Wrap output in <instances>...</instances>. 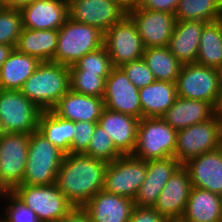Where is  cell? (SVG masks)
Here are the masks:
<instances>
[{"label":"cell","mask_w":222,"mask_h":222,"mask_svg":"<svg viewBox=\"0 0 222 222\" xmlns=\"http://www.w3.org/2000/svg\"><path fill=\"white\" fill-rule=\"evenodd\" d=\"M107 164L83 153L65 154L56 185L74 207L82 208L103 190Z\"/></svg>","instance_id":"obj_1"},{"label":"cell","mask_w":222,"mask_h":222,"mask_svg":"<svg viewBox=\"0 0 222 222\" xmlns=\"http://www.w3.org/2000/svg\"><path fill=\"white\" fill-rule=\"evenodd\" d=\"M69 90V67L51 61L41 62L20 91L42 111H47Z\"/></svg>","instance_id":"obj_2"},{"label":"cell","mask_w":222,"mask_h":222,"mask_svg":"<svg viewBox=\"0 0 222 222\" xmlns=\"http://www.w3.org/2000/svg\"><path fill=\"white\" fill-rule=\"evenodd\" d=\"M104 33L98 28L70 18L58 30L57 48L53 62L74 65L87 53L103 46Z\"/></svg>","instance_id":"obj_3"},{"label":"cell","mask_w":222,"mask_h":222,"mask_svg":"<svg viewBox=\"0 0 222 222\" xmlns=\"http://www.w3.org/2000/svg\"><path fill=\"white\" fill-rule=\"evenodd\" d=\"M64 157L65 153L49 142L38 130L32 132L22 184L51 185L56 183L57 173Z\"/></svg>","instance_id":"obj_4"},{"label":"cell","mask_w":222,"mask_h":222,"mask_svg":"<svg viewBox=\"0 0 222 222\" xmlns=\"http://www.w3.org/2000/svg\"><path fill=\"white\" fill-rule=\"evenodd\" d=\"M177 130L161 117L141 118L137 128V143L133 156L150 161L174 157Z\"/></svg>","instance_id":"obj_5"},{"label":"cell","mask_w":222,"mask_h":222,"mask_svg":"<svg viewBox=\"0 0 222 222\" xmlns=\"http://www.w3.org/2000/svg\"><path fill=\"white\" fill-rule=\"evenodd\" d=\"M11 192L35 211L40 222H58L75 208L58 189L56 183L51 185L22 184Z\"/></svg>","instance_id":"obj_6"},{"label":"cell","mask_w":222,"mask_h":222,"mask_svg":"<svg viewBox=\"0 0 222 222\" xmlns=\"http://www.w3.org/2000/svg\"><path fill=\"white\" fill-rule=\"evenodd\" d=\"M42 112L20 90L0 89V133L31 134Z\"/></svg>","instance_id":"obj_7"},{"label":"cell","mask_w":222,"mask_h":222,"mask_svg":"<svg viewBox=\"0 0 222 222\" xmlns=\"http://www.w3.org/2000/svg\"><path fill=\"white\" fill-rule=\"evenodd\" d=\"M222 147V120L213 116L209 120L177 131L174 157L183 165L205 152Z\"/></svg>","instance_id":"obj_8"},{"label":"cell","mask_w":222,"mask_h":222,"mask_svg":"<svg viewBox=\"0 0 222 222\" xmlns=\"http://www.w3.org/2000/svg\"><path fill=\"white\" fill-rule=\"evenodd\" d=\"M147 173V162L133 155H122L107 164L104 190L134 200Z\"/></svg>","instance_id":"obj_9"},{"label":"cell","mask_w":222,"mask_h":222,"mask_svg":"<svg viewBox=\"0 0 222 222\" xmlns=\"http://www.w3.org/2000/svg\"><path fill=\"white\" fill-rule=\"evenodd\" d=\"M30 134L0 133V182L12 191L22 185Z\"/></svg>","instance_id":"obj_10"},{"label":"cell","mask_w":222,"mask_h":222,"mask_svg":"<svg viewBox=\"0 0 222 222\" xmlns=\"http://www.w3.org/2000/svg\"><path fill=\"white\" fill-rule=\"evenodd\" d=\"M103 46L113 67L143 58L145 49L136 24L128 15L104 33Z\"/></svg>","instance_id":"obj_11"},{"label":"cell","mask_w":222,"mask_h":222,"mask_svg":"<svg viewBox=\"0 0 222 222\" xmlns=\"http://www.w3.org/2000/svg\"><path fill=\"white\" fill-rule=\"evenodd\" d=\"M219 87L217 70L197 63L182 65L176 81L178 97L205 101L212 106Z\"/></svg>","instance_id":"obj_12"},{"label":"cell","mask_w":222,"mask_h":222,"mask_svg":"<svg viewBox=\"0 0 222 222\" xmlns=\"http://www.w3.org/2000/svg\"><path fill=\"white\" fill-rule=\"evenodd\" d=\"M69 18L98 28L105 33L127 12L112 0H67Z\"/></svg>","instance_id":"obj_13"},{"label":"cell","mask_w":222,"mask_h":222,"mask_svg":"<svg viewBox=\"0 0 222 222\" xmlns=\"http://www.w3.org/2000/svg\"><path fill=\"white\" fill-rule=\"evenodd\" d=\"M103 100L105 108L142 118L139 89L120 67H113L106 78Z\"/></svg>","instance_id":"obj_14"},{"label":"cell","mask_w":222,"mask_h":222,"mask_svg":"<svg viewBox=\"0 0 222 222\" xmlns=\"http://www.w3.org/2000/svg\"><path fill=\"white\" fill-rule=\"evenodd\" d=\"M127 15L136 24L144 48L168 46L176 23L174 14L137 6Z\"/></svg>","instance_id":"obj_15"},{"label":"cell","mask_w":222,"mask_h":222,"mask_svg":"<svg viewBox=\"0 0 222 222\" xmlns=\"http://www.w3.org/2000/svg\"><path fill=\"white\" fill-rule=\"evenodd\" d=\"M191 187L188 171L181 165L170 176L153 208L169 221H180L186 208Z\"/></svg>","instance_id":"obj_16"},{"label":"cell","mask_w":222,"mask_h":222,"mask_svg":"<svg viewBox=\"0 0 222 222\" xmlns=\"http://www.w3.org/2000/svg\"><path fill=\"white\" fill-rule=\"evenodd\" d=\"M20 11L27 29L59 30L69 18L67 0H36Z\"/></svg>","instance_id":"obj_17"},{"label":"cell","mask_w":222,"mask_h":222,"mask_svg":"<svg viewBox=\"0 0 222 222\" xmlns=\"http://www.w3.org/2000/svg\"><path fill=\"white\" fill-rule=\"evenodd\" d=\"M191 186L222 196V147L205 152L183 164Z\"/></svg>","instance_id":"obj_18"},{"label":"cell","mask_w":222,"mask_h":222,"mask_svg":"<svg viewBox=\"0 0 222 222\" xmlns=\"http://www.w3.org/2000/svg\"><path fill=\"white\" fill-rule=\"evenodd\" d=\"M182 164L175 157L147 161L145 180L134 198V206L153 207L170 176Z\"/></svg>","instance_id":"obj_19"},{"label":"cell","mask_w":222,"mask_h":222,"mask_svg":"<svg viewBox=\"0 0 222 222\" xmlns=\"http://www.w3.org/2000/svg\"><path fill=\"white\" fill-rule=\"evenodd\" d=\"M138 118L104 108L98 125L112 138L122 155H132L137 143Z\"/></svg>","instance_id":"obj_20"},{"label":"cell","mask_w":222,"mask_h":222,"mask_svg":"<svg viewBox=\"0 0 222 222\" xmlns=\"http://www.w3.org/2000/svg\"><path fill=\"white\" fill-rule=\"evenodd\" d=\"M134 201L127 197L97 192L82 208L91 222H129Z\"/></svg>","instance_id":"obj_21"},{"label":"cell","mask_w":222,"mask_h":222,"mask_svg":"<svg viewBox=\"0 0 222 222\" xmlns=\"http://www.w3.org/2000/svg\"><path fill=\"white\" fill-rule=\"evenodd\" d=\"M104 108L103 97L79 94L70 89L51 111L58 117L73 122H98Z\"/></svg>","instance_id":"obj_22"},{"label":"cell","mask_w":222,"mask_h":222,"mask_svg":"<svg viewBox=\"0 0 222 222\" xmlns=\"http://www.w3.org/2000/svg\"><path fill=\"white\" fill-rule=\"evenodd\" d=\"M205 24L206 22L198 20L176 21L168 48L183 65L196 63Z\"/></svg>","instance_id":"obj_23"},{"label":"cell","mask_w":222,"mask_h":222,"mask_svg":"<svg viewBox=\"0 0 222 222\" xmlns=\"http://www.w3.org/2000/svg\"><path fill=\"white\" fill-rule=\"evenodd\" d=\"M213 116V106L210 103L177 97L173 105L161 118L173 129L178 131L209 120Z\"/></svg>","instance_id":"obj_24"},{"label":"cell","mask_w":222,"mask_h":222,"mask_svg":"<svg viewBox=\"0 0 222 222\" xmlns=\"http://www.w3.org/2000/svg\"><path fill=\"white\" fill-rule=\"evenodd\" d=\"M222 196L191 187L180 222H221Z\"/></svg>","instance_id":"obj_25"},{"label":"cell","mask_w":222,"mask_h":222,"mask_svg":"<svg viewBox=\"0 0 222 222\" xmlns=\"http://www.w3.org/2000/svg\"><path fill=\"white\" fill-rule=\"evenodd\" d=\"M142 118L161 117L176 101V83L155 81L139 89Z\"/></svg>","instance_id":"obj_26"},{"label":"cell","mask_w":222,"mask_h":222,"mask_svg":"<svg viewBox=\"0 0 222 222\" xmlns=\"http://www.w3.org/2000/svg\"><path fill=\"white\" fill-rule=\"evenodd\" d=\"M40 63L36 57L13 49L0 68V89L21 90Z\"/></svg>","instance_id":"obj_27"},{"label":"cell","mask_w":222,"mask_h":222,"mask_svg":"<svg viewBox=\"0 0 222 222\" xmlns=\"http://www.w3.org/2000/svg\"><path fill=\"white\" fill-rule=\"evenodd\" d=\"M58 30L23 28L15 49L36 57L40 62H53L56 53Z\"/></svg>","instance_id":"obj_28"},{"label":"cell","mask_w":222,"mask_h":222,"mask_svg":"<svg viewBox=\"0 0 222 222\" xmlns=\"http://www.w3.org/2000/svg\"><path fill=\"white\" fill-rule=\"evenodd\" d=\"M38 131L65 154L70 153L75 133V122L60 118L51 110H47L40 115Z\"/></svg>","instance_id":"obj_29"},{"label":"cell","mask_w":222,"mask_h":222,"mask_svg":"<svg viewBox=\"0 0 222 222\" xmlns=\"http://www.w3.org/2000/svg\"><path fill=\"white\" fill-rule=\"evenodd\" d=\"M196 63L215 69L222 63V18L205 24Z\"/></svg>","instance_id":"obj_30"},{"label":"cell","mask_w":222,"mask_h":222,"mask_svg":"<svg viewBox=\"0 0 222 222\" xmlns=\"http://www.w3.org/2000/svg\"><path fill=\"white\" fill-rule=\"evenodd\" d=\"M143 59L156 81L176 83L183 64L171 53L168 46L145 48Z\"/></svg>","instance_id":"obj_31"},{"label":"cell","mask_w":222,"mask_h":222,"mask_svg":"<svg viewBox=\"0 0 222 222\" xmlns=\"http://www.w3.org/2000/svg\"><path fill=\"white\" fill-rule=\"evenodd\" d=\"M176 21L213 22L222 18V0H180Z\"/></svg>","instance_id":"obj_32"},{"label":"cell","mask_w":222,"mask_h":222,"mask_svg":"<svg viewBox=\"0 0 222 222\" xmlns=\"http://www.w3.org/2000/svg\"><path fill=\"white\" fill-rule=\"evenodd\" d=\"M83 154L107 163H111L122 156L116 149L112 138L98 124L91 137L88 149Z\"/></svg>","instance_id":"obj_33"},{"label":"cell","mask_w":222,"mask_h":222,"mask_svg":"<svg viewBox=\"0 0 222 222\" xmlns=\"http://www.w3.org/2000/svg\"><path fill=\"white\" fill-rule=\"evenodd\" d=\"M22 30L20 9L0 7V44L10 45L15 49Z\"/></svg>","instance_id":"obj_34"},{"label":"cell","mask_w":222,"mask_h":222,"mask_svg":"<svg viewBox=\"0 0 222 222\" xmlns=\"http://www.w3.org/2000/svg\"><path fill=\"white\" fill-rule=\"evenodd\" d=\"M69 71L70 89L73 92L96 97L104 96L107 77H101L98 74L86 73L84 70Z\"/></svg>","instance_id":"obj_35"},{"label":"cell","mask_w":222,"mask_h":222,"mask_svg":"<svg viewBox=\"0 0 222 222\" xmlns=\"http://www.w3.org/2000/svg\"><path fill=\"white\" fill-rule=\"evenodd\" d=\"M112 68L110 56L104 46L87 53L74 65L69 66V70H84L86 73L98 74L101 77H108Z\"/></svg>","instance_id":"obj_36"},{"label":"cell","mask_w":222,"mask_h":222,"mask_svg":"<svg viewBox=\"0 0 222 222\" xmlns=\"http://www.w3.org/2000/svg\"><path fill=\"white\" fill-rule=\"evenodd\" d=\"M5 200L6 207H3L4 211L0 213L5 222H40L35 211L21 202L11 191L7 193Z\"/></svg>","instance_id":"obj_37"},{"label":"cell","mask_w":222,"mask_h":222,"mask_svg":"<svg viewBox=\"0 0 222 222\" xmlns=\"http://www.w3.org/2000/svg\"><path fill=\"white\" fill-rule=\"evenodd\" d=\"M120 68L138 89L146 87L156 81L154 74L143 58L125 63L121 65Z\"/></svg>","instance_id":"obj_38"},{"label":"cell","mask_w":222,"mask_h":222,"mask_svg":"<svg viewBox=\"0 0 222 222\" xmlns=\"http://www.w3.org/2000/svg\"><path fill=\"white\" fill-rule=\"evenodd\" d=\"M98 122H75V133L70 146V154H82L89 146L91 137Z\"/></svg>","instance_id":"obj_39"},{"label":"cell","mask_w":222,"mask_h":222,"mask_svg":"<svg viewBox=\"0 0 222 222\" xmlns=\"http://www.w3.org/2000/svg\"><path fill=\"white\" fill-rule=\"evenodd\" d=\"M129 222H170L160 215L153 207L134 206Z\"/></svg>","instance_id":"obj_40"},{"label":"cell","mask_w":222,"mask_h":222,"mask_svg":"<svg viewBox=\"0 0 222 222\" xmlns=\"http://www.w3.org/2000/svg\"><path fill=\"white\" fill-rule=\"evenodd\" d=\"M180 0H139L138 7L175 14Z\"/></svg>","instance_id":"obj_41"},{"label":"cell","mask_w":222,"mask_h":222,"mask_svg":"<svg viewBox=\"0 0 222 222\" xmlns=\"http://www.w3.org/2000/svg\"><path fill=\"white\" fill-rule=\"evenodd\" d=\"M58 222H91L83 208H73L65 217Z\"/></svg>","instance_id":"obj_42"},{"label":"cell","mask_w":222,"mask_h":222,"mask_svg":"<svg viewBox=\"0 0 222 222\" xmlns=\"http://www.w3.org/2000/svg\"><path fill=\"white\" fill-rule=\"evenodd\" d=\"M127 13L138 6L139 0H112Z\"/></svg>","instance_id":"obj_43"},{"label":"cell","mask_w":222,"mask_h":222,"mask_svg":"<svg viewBox=\"0 0 222 222\" xmlns=\"http://www.w3.org/2000/svg\"><path fill=\"white\" fill-rule=\"evenodd\" d=\"M213 114L222 120V86L219 87L218 96L213 106Z\"/></svg>","instance_id":"obj_44"},{"label":"cell","mask_w":222,"mask_h":222,"mask_svg":"<svg viewBox=\"0 0 222 222\" xmlns=\"http://www.w3.org/2000/svg\"><path fill=\"white\" fill-rule=\"evenodd\" d=\"M13 47L10 45L0 44V68L2 64L7 60L9 54L13 51Z\"/></svg>","instance_id":"obj_45"},{"label":"cell","mask_w":222,"mask_h":222,"mask_svg":"<svg viewBox=\"0 0 222 222\" xmlns=\"http://www.w3.org/2000/svg\"><path fill=\"white\" fill-rule=\"evenodd\" d=\"M36 0H8V8L21 9Z\"/></svg>","instance_id":"obj_46"},{"label":"cell","mask_w":222,"mask_h":222,"mask_svg":"<svg viewBox=\"0 0 222 222\" xmlns=\"http://www.w3.org/2000/svg\"><path fill=\"white\" fill-rule=\"evenodd\" d=\"M8 192L9 190L0 182V199L5 201Z\"/></svg>","instance_id":"obj_47"},{"label":"cell","mask_w":222,"mask_h":222,"mask_svg":"<svg viewBox=\"0 0 222 222\" xmlns=\"http://www.w3.org/2000/svg\"><path fill=\"white\" fill-rule=\"evenodd\" d=\"M216 70H217V75L219 79V85L222 86V63Z\"/></svg>","instance_id":"obj_48"},{"label":"cell","mask_w":222,"mask_h":222,"mask_svg":"<svg viewBox=\"0 0 222 222\" xmlns=\"http://www.w3.org/2000/svg\"><path fill=\"white\" fill-rule=\"evenodd\" d=\"M0 7L8 8V0H0Z\"/></svg>","instance_id":"obj_49"},{"label":"cell","mask_w":222,"mask_h":222,"mask_svg":"<svg viewBox=\"0 0 222 222\" xmlns=\"http://www.w3.org/2000/svg\"><path fill=\"white\" fill-rule=\"evenodd\" d=\"M221 222H222V203H221Z\"/></svg>","instance_id":"obj_50"}]
</instances>
